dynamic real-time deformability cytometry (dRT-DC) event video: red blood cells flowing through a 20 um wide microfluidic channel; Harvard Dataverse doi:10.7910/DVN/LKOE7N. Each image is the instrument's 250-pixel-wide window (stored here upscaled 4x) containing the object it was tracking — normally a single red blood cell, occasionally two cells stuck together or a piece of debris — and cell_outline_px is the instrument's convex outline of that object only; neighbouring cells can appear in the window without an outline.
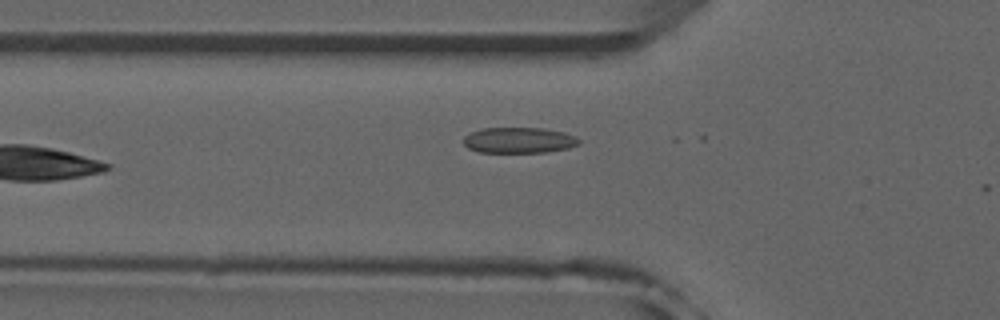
{"species": "common noctule bat (a hibernating species)", "species_latin": "Nyctalus noctula", "temperature_condition": "room temperature", "stored_images_in_passage": 17, "camera_frame_rate_fps": 3000, "um_per_image_px": 0.085, "animal": {"sex": "male", "forearm_length_mm": 52.5}, "frame": {"image": 1, "passage_image": 4, "time_ms": 1.0, "image_size_px": [1000, 320], "cell_outline_px": [[580, 144], [568, 148], [548, 152], [480, 152], [468, 148], [464, 144], [464, 136], [480, 128], [544, 128], [564, 132], [576, 136], [580, 140]], "centroid_in_image_um": [44.14, 11.91], "position_along_channel_um": 81.7, "area_um2": 17.4}}
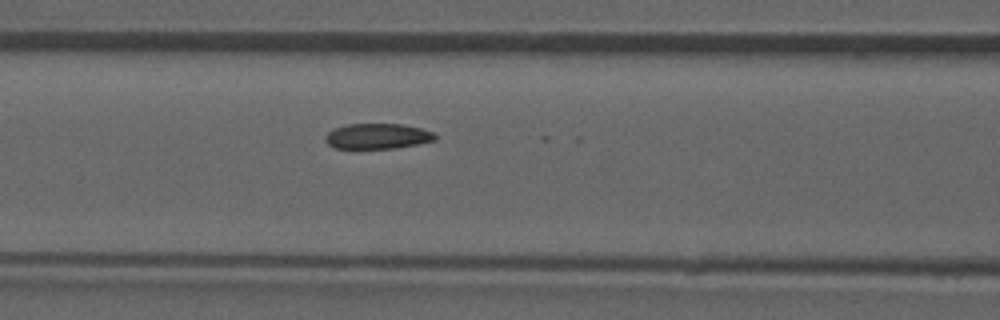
{"frame": {"image": 2, "passage_image": 8, "time_ms": 2.333, "image_size_px": [1000, 320], "cell_outline_px": [[436, 140], [420, 144], [392, 148], [336, 148], [328, 144], [324, 140], [324, 136], [332, 128], [348, 124], [400, 124], [420, 128], [432, 132], [436, 136]], "centroid_in_image_um": [32.06, 11.57], "position_along_channel_um": 134.5, "area_um2": 16.24}}